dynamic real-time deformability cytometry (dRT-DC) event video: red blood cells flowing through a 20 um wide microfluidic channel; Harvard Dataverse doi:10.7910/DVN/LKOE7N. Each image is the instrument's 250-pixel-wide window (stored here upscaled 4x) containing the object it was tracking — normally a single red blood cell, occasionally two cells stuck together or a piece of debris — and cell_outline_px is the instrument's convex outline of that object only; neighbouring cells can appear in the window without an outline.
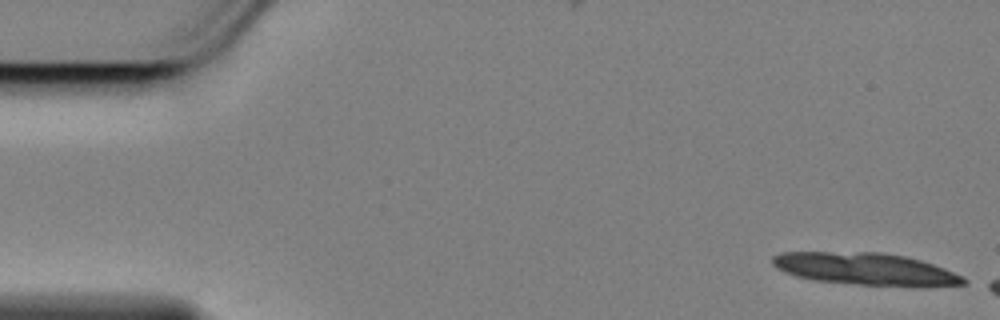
{"species": "Egyptian fruit bat (a non-hibernating species)", "species_latin": "Rousettus aegyptiacus", "temperature_condition": "cold", "stored_images_in_passage": 8, "camera_frame_rate_fps": 3000, "um_per_image_px": 0.085, "animal": {"sex": "female"}, "frame": {"image": 1, "passage_image": 1, "time_ms": 0.0, "image_size_px": [1000, 320], "cell_outline_px": [[968, 284], [924, 288], [920, 288], [856, 284], [812, 280], [796, 276], [784, 272], [776, 268], [772, 264], [772, 256], [784, 252], [880, 252], [904, 256], [920, 260], [944, 268], [968, 280]], "centroid_in_image_um": [73.61, 22.89], "position_along_channel_um": 11.4, "area_um2": 36.36}}